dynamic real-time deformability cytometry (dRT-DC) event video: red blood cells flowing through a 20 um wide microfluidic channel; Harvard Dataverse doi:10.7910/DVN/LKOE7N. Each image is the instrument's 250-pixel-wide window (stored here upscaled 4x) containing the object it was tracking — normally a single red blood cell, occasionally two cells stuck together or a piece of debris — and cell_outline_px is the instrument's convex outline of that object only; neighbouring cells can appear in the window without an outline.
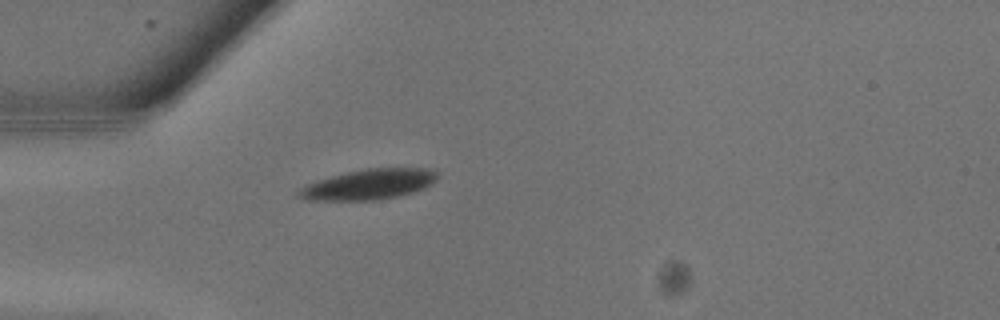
{"species": "common noctule bat (a hibernating species)", "species_latin": "Nyctalus noctula", "temperature_condition": "warm", "stored_images_in_passage": 3, "camera_frame_rate_fps": 3000, "um_per_image_px": 0.085, "animal": {"sex": "male", "body_mass_g": 13.3}, "frame": {"image": 1, "passage_image": 1, "time_ms": 0.0, "image_size_px": [1000, 320], "cell_outline_px": [[436, 180], [432, 184], [424, 188], [412, 192], [380, 200], [308, 200], [296, 196], [296, 192], [300, 188], [316, 180], [348, 172], [368, 168], [428, 168], [436, 172]], "centroid_in_image_um": [31.33, 15.67], "position_along_channel_um": 53.7, "area_um2": 24.33}}